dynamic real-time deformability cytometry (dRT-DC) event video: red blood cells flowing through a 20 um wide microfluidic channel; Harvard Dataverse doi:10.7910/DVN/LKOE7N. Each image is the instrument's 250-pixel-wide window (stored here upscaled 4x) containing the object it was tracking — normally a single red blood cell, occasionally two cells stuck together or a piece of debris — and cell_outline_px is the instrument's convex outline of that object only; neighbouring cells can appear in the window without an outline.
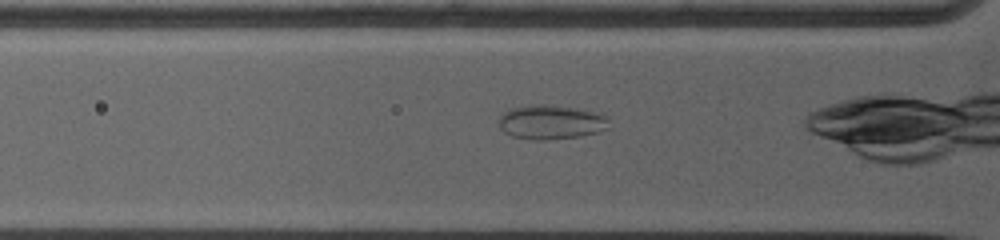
{"species": "common noctule bat (a hibernating species)", "species_latin": "Nyctalus noctula", "temperature_condition": "warm", "stored_images_in_passage": 33, "camera_frame_rate_fps": 5000, "um_per_image_px": 0.085, "animal": {"sex": "female", "body_mass_g": 19.0, "forearm_length_mm": 53.3}, "frame": {"image": 1, "passage_image": 3, "time_ms": 0.8, "image_size_px": [1000, 240], "cell_outline_px": [[608, 128], [600, 132], [580, 136], [548, 140], [528, 140], [512, 136], [504, 132], [500, 128], [500, 116], [504, 112], [512, 108], [536, 104], [544, 104], [572, 108], [604, 116], [608, 120]], "centroid_in_image_um": [46.78, 10.41], "position_along_channel_um": 79.0, "area_um2": 21.68}}
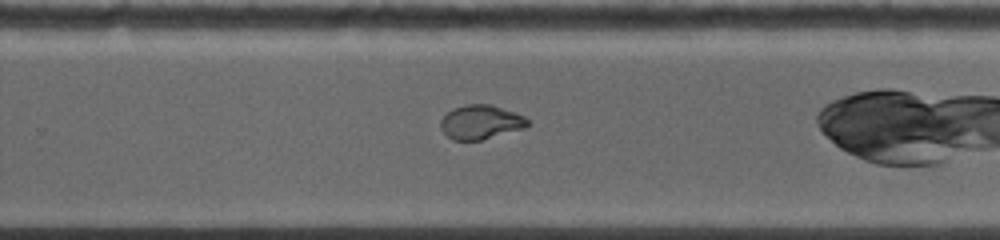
{"frame": {"image": 2, "passage_image": 18, "time_ms": 6.2, "image_size_px": [1000, 240], "cell_outline_px": [[532, 124], [524, 128], [480, 140], [452, 140], [440, 128], [440, 120], [452, 108], [468, 104], [492, 104], [524, 116]], "centroid_in_image_um": [40.86, 10.37], "position_along_channel_um": 288.9, "area_um2": 17.28}}
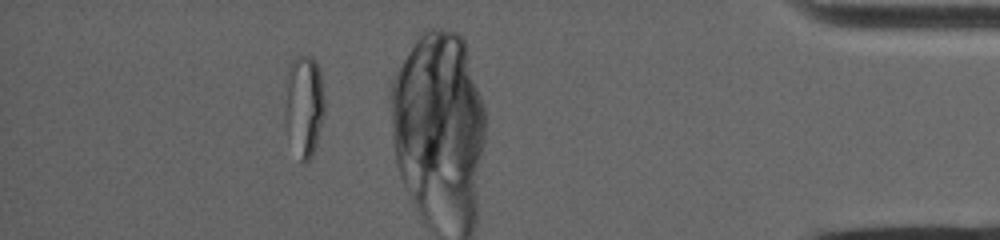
{"frame": {"image": 3, "passage_image": 31, "time_ms": 11.0, "image_size_px": [1000, 240], "cell_outline_px": [[324, 116], [316, 144], [312, 156], [304, 164], [300, 160], [284, 124], [284, 80], [288, 68], [292, 60], [296, 56], [312, 56], [320, 72], [324, 96]], "centroid_in_image_um": [25.81, 8.94], "position_along_channel_um": 409.4, "area_um2": 23.93}}